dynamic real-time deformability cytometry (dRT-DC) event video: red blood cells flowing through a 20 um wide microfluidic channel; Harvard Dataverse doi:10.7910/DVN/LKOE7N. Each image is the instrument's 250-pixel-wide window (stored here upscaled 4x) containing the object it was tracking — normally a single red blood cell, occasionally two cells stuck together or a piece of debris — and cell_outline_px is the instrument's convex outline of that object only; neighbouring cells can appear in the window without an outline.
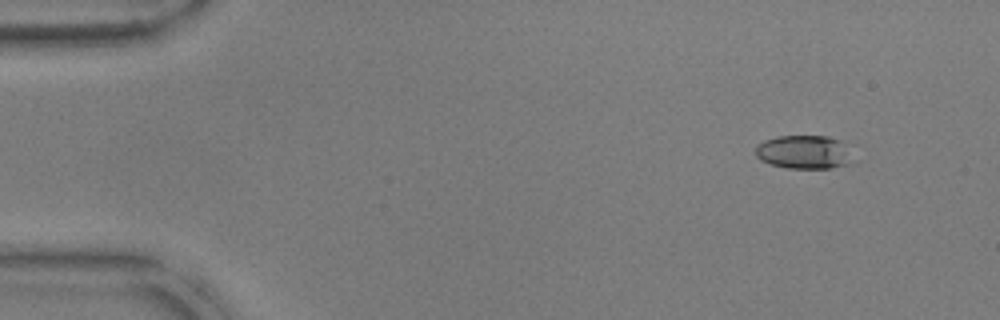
{"species": "common noctule bat (a hibernating species)", "species_latin": "Nyctalus noctula", "temperature_condition": "warm", "stored_images_in_passage": 10, "camera_frame_rate_fps": 3000, "um_per_image_px": 0.085, "animal": {"sex": "male", "body_mass_g": 17.9, "forearm_length_mm": 54.2}, "frame": {"image": 1, "passage_image": 1, "time_ms": 0.0, "image_size_px": [1000, 320], "cell_outline_px": [[848, 164], [832, 168], [788, 168], [772, 164], [760, 160], [756, 156], [756, 144], [764, 140], [776, 136], [828, 136], [840, 140]], "centroid_in_image_um": [68.18, 12.92], "position_along_channel_um": 16.8, "area_um2": 18.38}}